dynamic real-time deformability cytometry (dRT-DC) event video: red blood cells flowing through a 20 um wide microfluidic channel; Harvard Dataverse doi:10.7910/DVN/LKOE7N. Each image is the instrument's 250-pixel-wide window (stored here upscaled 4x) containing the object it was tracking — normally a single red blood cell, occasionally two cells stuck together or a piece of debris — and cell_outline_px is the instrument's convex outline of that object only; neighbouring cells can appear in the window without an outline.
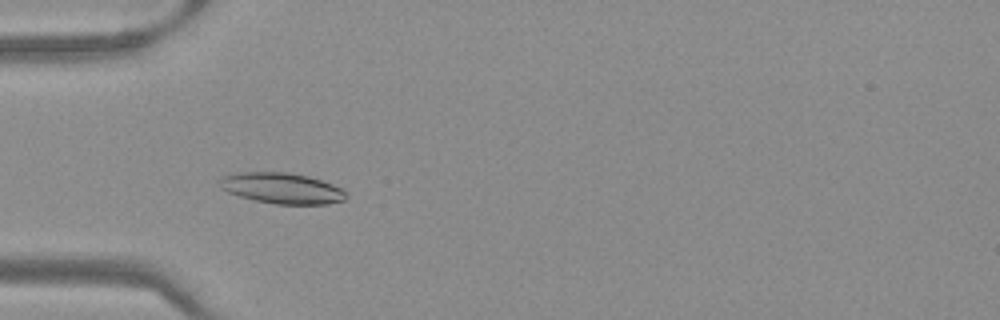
{"species": "Egyptian fruit bat (a non-hibernating species)", "species_latin": "Rousettus aegyptiacus", "temperature_condition": "warm", "stored_images_in_passage": 52, "camera_frame_rate_fps": 3000, "um_per_image_px": 0.085, "frame": {"image": 1, "passage_image": 17, "time_ms": 5.333, "image_size_px": [1000, 320], "cell_outline_px": [[348, 196], [344, 200], [328, 204], [276, 204], [256, 200], [240, 196], [228, 192], [220, 188], [220, 180], [224, 176], [232, 172], [288, 172], [308, 176], [344, 188], [348, 192]], "centroid_in_image_um": [24.0, 15.99], "position_along_channel_um": 61.0, "area_um2": 22.83}}
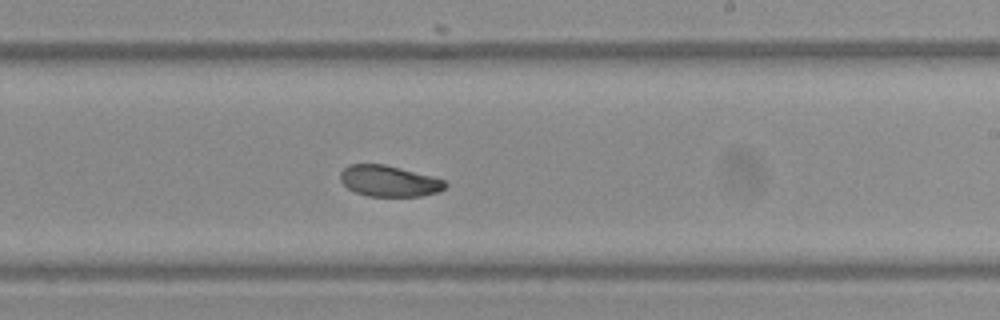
{"frame": {"image": 2, "passage_image": 32, "time_ms": 10.333, "image_size_px": [1000, 320], "cell_outline_px": [[448, 184], [444, 188], [436, 192], [420, 196], [368, 196], [356, 192], [348, 188], [340, 180], [340, 172], [348, 164], [384, 164], [432, 176], [444, 180]], "centroid_in_image_um": [33.04, 15.38], "position_along_channel_um": 256.0, "area_um2": 18.84}}
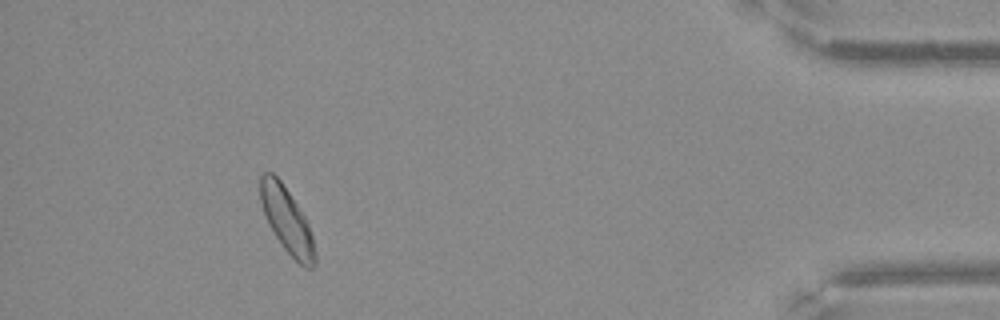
{"frame": {"image": 3, "passage_image": 48, "time_ms": 15.667, "image_size_px": [1000, 320], "cell_outline_px": [[316, 264], [312, 268], [304, 268], [284, 248], [268, 224], [260, 200], [260, 176], [264, 172], [272, 172], [280, 180], [304, 216], [308, 224], [312, 236], [316, 252]], "centroid_in_image_um": [24.39, 18.74], "position_along_channel_um": 410.8, "area_um2": 20.46}}